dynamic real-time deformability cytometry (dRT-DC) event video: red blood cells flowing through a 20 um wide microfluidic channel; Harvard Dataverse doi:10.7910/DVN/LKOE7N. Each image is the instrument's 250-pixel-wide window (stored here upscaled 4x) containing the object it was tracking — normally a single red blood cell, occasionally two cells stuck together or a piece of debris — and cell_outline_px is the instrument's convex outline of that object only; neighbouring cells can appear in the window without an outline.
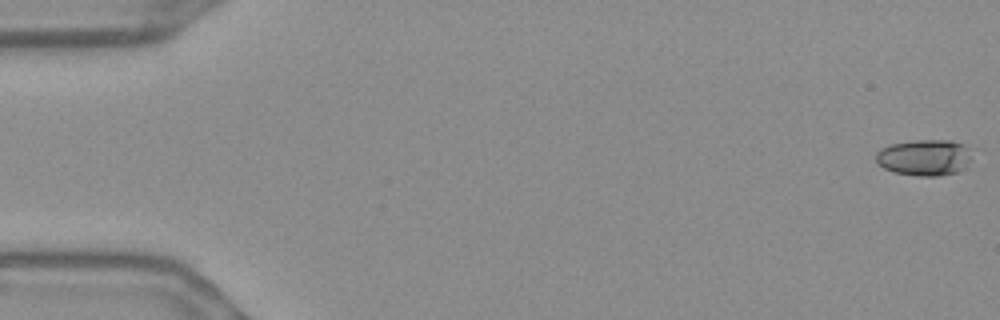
{"species": "Egyptian fruit bat (a non-hibernating species)", "species_latin": "Rousettus aegyptiacus", "temperature_condition": "warm", "stored_images_in_passage": 56, "camera_frame_rate_fps": 3000, "um_per_image_px": 0.085, "frame": {"image": 1, "passage_image": 1, "time_ms": 0.0, "image_size_px": [1000, 320], "cell_outline_px": [[972, 160], [964, 168], [956, 172], [936, 176], [920, 176], [892, 172], [876, 164], [876, 152], [880, 148], [892, 144], [912, 140], [952, 140], [964, 144], [972, 148]], "centroid_in_image_um": [78.6, 13.38], "position_along_channel_um": 6.4, "area_um2": 20.69}}
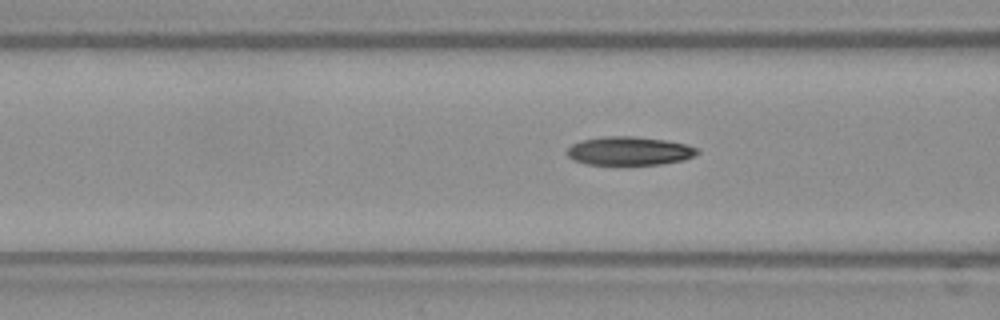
{"frame": {"image": 2, "passage_image": 22, "time_ms": 7.0, "image_size_px": [1000, 320], "cell_outline_px": [[700, 152], [684, 160], [664, 164], [588, 164], [572, 160], [568, 156], [568, 148], [572, 144], [580, 140], [600, 136], [636, 136], [668, 140], [688, 144], [700, 148]], "centroid_in_image_um": [53.53, 12.81], "position_along_channel_um": 113.1, "area_um2": 21.96}}
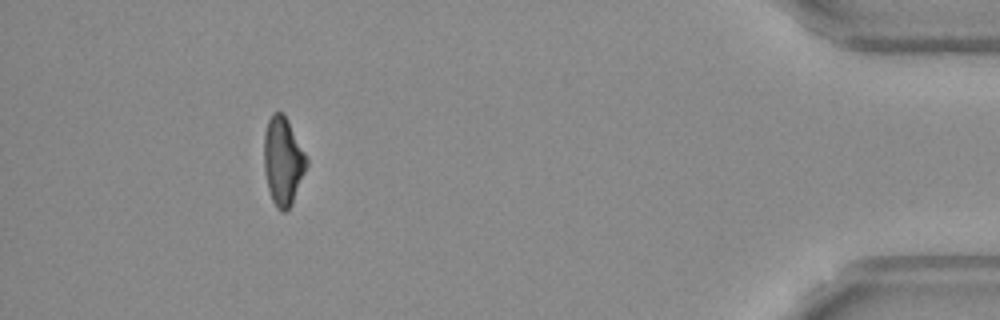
{"frame": {"image": 3, "passage_image": 51, "time_ms": 16.667, "image_size_px": [1000, 320], "cell_outline_px": [[308, 164], [292, 204], [284, 212], [280, 212], [276, 208], [272, 200], [268, 188], [264, 172], [264, 132], [268, 120], [272, 112], [284, 112], [308, 160]], "centroid_in_image_um": [24.04, 13.69], "position_along_channel_um": 411.2, "area_um2": 21.91}, "authors_computed_cell_mechanics": {"area_um2": 21.8195, "velocity_mm_per_s": 3.7016, "shape_relaxation_time_tau1_ms": 6.9364, "shape_relaxation_time_tau2_ms": 4.9736, "deformation_change_tau1": 0.1945, "deformation_change_tau2": 0.1204}}